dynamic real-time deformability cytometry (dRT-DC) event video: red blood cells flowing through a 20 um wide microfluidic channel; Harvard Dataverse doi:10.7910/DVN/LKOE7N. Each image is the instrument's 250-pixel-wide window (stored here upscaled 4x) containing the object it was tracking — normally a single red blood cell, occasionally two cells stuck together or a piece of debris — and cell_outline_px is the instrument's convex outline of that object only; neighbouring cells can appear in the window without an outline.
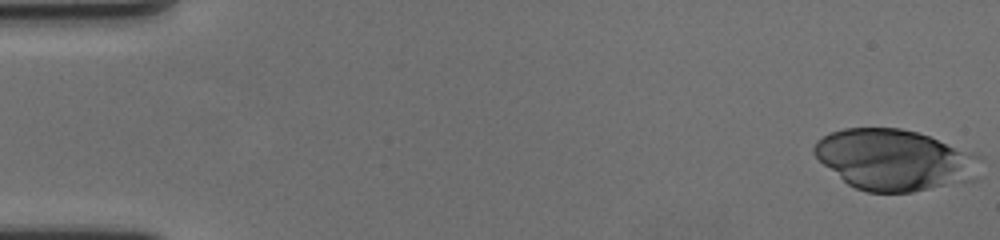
{"species": "human", "species_latin": "Homo sapiens", "temperature_condition": "cold", "stored_images_in_passage": 58, "camera_frame_rate_fps": 3000, "um_per_image_px": 0.085, "donor": {"sex": "female"}, "frame": {"image": 1, "passage_image": 1, "time_ms": 0.0, "image_size_px": [1000, 240], "cell_outline_px": [[984, 160], [980, 176], [976, 180], [912, 192], [868, 192], [856, 188], [848, 184], [824, 164], [812, 152], [812, 148], [816, 140], [832, 132], [844, 128], [900, 128], [916, 132], [976, 152]], "centroid_in_image_um": [76.13, 13.59], "position_along_channel_um": 8.9, "area_um2": 59.59}}
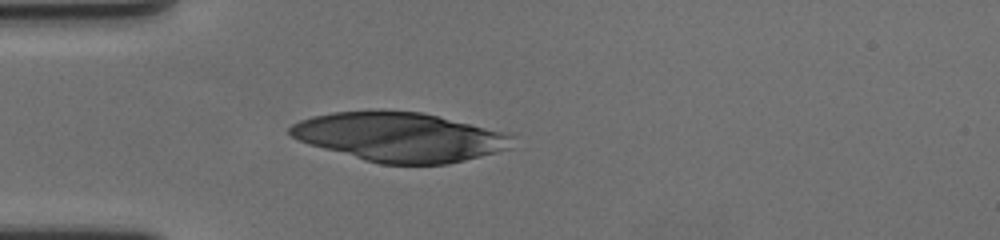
{"frame": {"image": 2, "passage_image": 17, "time_ms": 5.333, "image_size_px": [1000, 240], "cell_outline_px": [[512, 148], [448, 164], [380, 164], [364, 160], [308, 144], [292, 136], [288, 132], [288, 128], [292, 124], [300, 120], [312, 116], [332, 112], [420, 112], [500, 132], [512, 136]], "centroid_in_image_um": [33.92, 11.67], "position_along_channel_um": 51.1, "area_um2": 62.25}}